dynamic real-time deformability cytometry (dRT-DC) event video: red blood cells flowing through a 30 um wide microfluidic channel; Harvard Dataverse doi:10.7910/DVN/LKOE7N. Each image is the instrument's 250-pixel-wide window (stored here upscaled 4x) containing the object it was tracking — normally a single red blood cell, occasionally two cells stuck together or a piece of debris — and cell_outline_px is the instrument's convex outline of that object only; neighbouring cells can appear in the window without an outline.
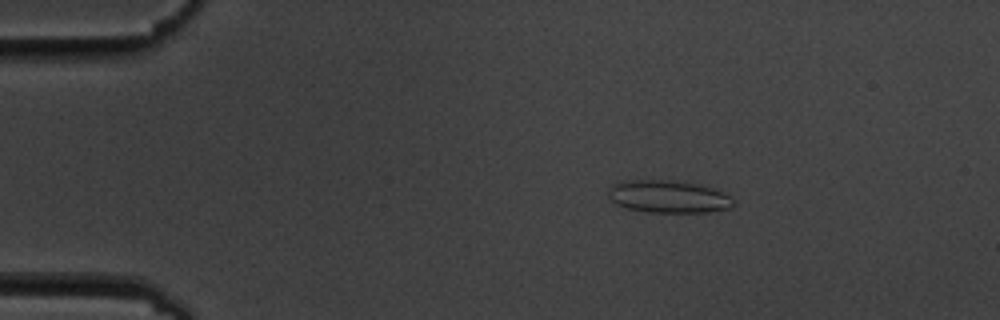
{"species": "common noctule bat (a hibernating species)", "species_latin": "Nyctalus noctula", "temperature_condition": "cold", "stored_images_in_passage": 5, "camera_frame_rate_fps": 3000, "um_per_image_px": 0.085, "animal": {"sex": "male", "body_mass_g": 19.5, "forearm_length_mm": 54.6}, "frame": {"image": 1, "passage_image": 3, "time_ms": 2.333, "image_size_px": [1000, 320], "cell_outline_px": [[736, 204], [728, 208], [708, 212], [648, 212], [628, 208], [616, 204], [608, 200], [608, 188], [612, 184], [620, 180], [672, 180], [696, 184], [712, 188], [736, 200]], "centroid_in_image_um": [56.75, 16.71], "position_along_channel_um": 28.3, "area_um2": 23.81}}
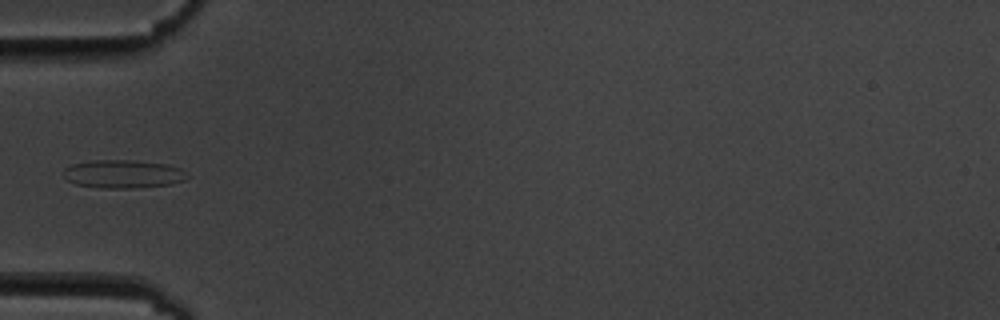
{"frame": {"image": 2, "passage_image": 5, "time_ms": 5.333, "image_size_px": [1000, 320], "cell_outline_px": [[188, 176], [184, 180], [172, 184], [136, 188], [100, 188], [76, 184], [68, 180], [64, 176], [64, 168], [72, 164], [92, 160], [132, 160], [164, 164], [180, 168]], "centroid_in_image_um": [10.44, 14.79], "position_along_channel_um": 74.6, "area_um2": 20.29}}